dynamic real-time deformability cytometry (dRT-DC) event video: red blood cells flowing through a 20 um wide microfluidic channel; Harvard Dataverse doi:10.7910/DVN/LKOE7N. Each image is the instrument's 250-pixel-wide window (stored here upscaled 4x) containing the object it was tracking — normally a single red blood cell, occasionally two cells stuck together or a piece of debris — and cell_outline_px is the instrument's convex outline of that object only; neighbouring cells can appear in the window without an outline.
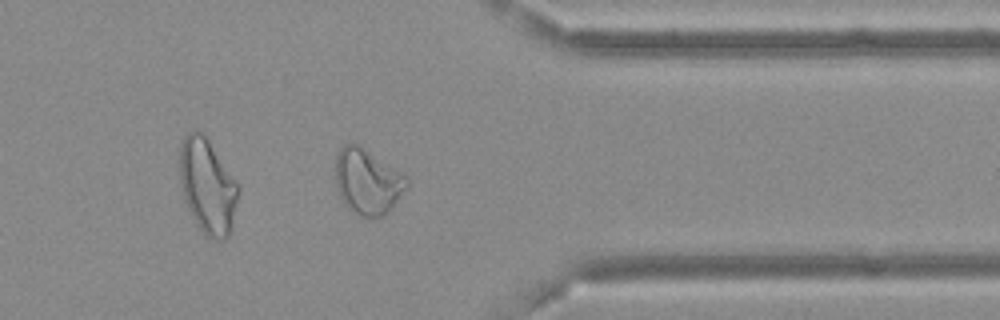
{"species": "Egyptian fruit bat (a non-hibernating species)", "species_latin": "Rousettus aegyptiacus", "temperature_condition": "cold", "stored_images_in_passage": 40, "camera_frame_rate_fps": 3000, "um_per_image_px": 0.085, "frame": {"image": 1, "passage_image": 29, "time_ms": 9.333, "image_size_px": [1000, 320], "cell_outline_px": [[408, 188], [388, 212], [384, 216], [360, 216], [352, 212], [344, 204], [336, 188], [336, 156], [340, 148], [344, 144], [352, 140], [404, 172], [408, 176]], "centroid_in_image_um": [31.26, 15.39], "position_along_channel_um": 380.1, "area_um2": 27.8}}
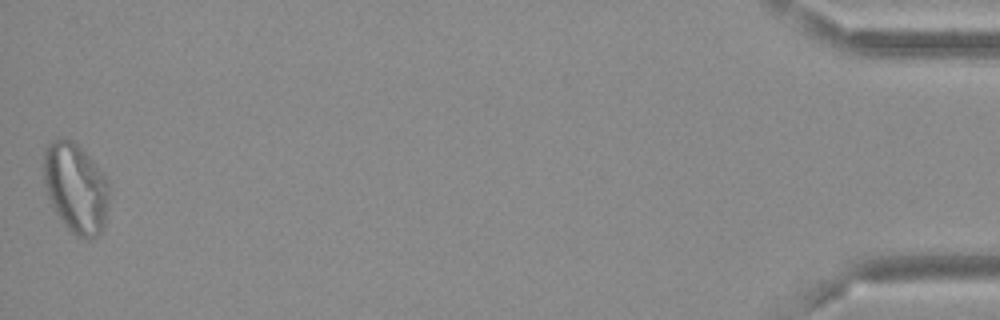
{"frame": {"image": 2, "passage_image": 40, "time_ms": 13.0, "image_size_px": [1000, 320], "cell_outline_px": [[108, 196], [104, 228], [96, 236], [88, 240], [76, 236], [68, 232], [52, 208], [44, 184], [44, 148], [52, 140], [64, 136], [72, 140], [92, 160], [104, 176], [108, 188]], "centroid_in_image_um": [6.4, 16.01], "position_along_channel_um": 428.8, "area_um2": 34.45}, "authors_computed_cell_mechanics": {"area_um2": 24.6806, "velocity_mm_per_s": 3.6681, "shape_relaxation_time_tau1_ms": null, "shape_relaxation_time_tau2_ms": 1.5775, "deformation_change_tau1": null, "deformation_change_tau2": 0.0926}}